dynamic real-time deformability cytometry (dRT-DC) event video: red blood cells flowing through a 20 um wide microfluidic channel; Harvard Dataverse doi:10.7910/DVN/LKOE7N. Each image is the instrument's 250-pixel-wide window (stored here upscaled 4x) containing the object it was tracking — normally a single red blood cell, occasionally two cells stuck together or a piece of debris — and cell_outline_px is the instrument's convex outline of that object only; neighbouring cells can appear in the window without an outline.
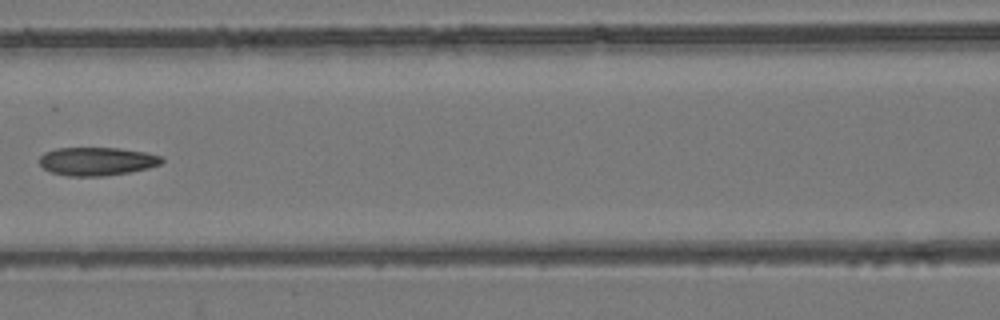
{"species": "common noctule bat (a hibernating species)", "species_latin": "Nyctalus noctula", "temperature_condition": "room temperature", "stored_images_in_passage": 8, "camera_frame_rate_fps": 3000, "um_per_image_px": 0.085, "animal": {"sex": "female", "body_mass_g": 24.6, "forearm_length_mm": 56.2}, "frame": {"image": 1, "passage_image": 8, "time_ms": 2.333, "image_size_px": [1000, 320], "cell_outline_px": [[164, 160], [160, 164], [148, 168], [128, 172], [100, 176], [68, 176], [52, 172], [44, 168], [40, 164], [40, 156], [44, 152], [56, 148], [120, 148], [144, 152], [160, 156]], "centroid_in_image_um": [8.22, 13.7], "position_along_channel_um": 158.4, "area_um2": 20.0}}